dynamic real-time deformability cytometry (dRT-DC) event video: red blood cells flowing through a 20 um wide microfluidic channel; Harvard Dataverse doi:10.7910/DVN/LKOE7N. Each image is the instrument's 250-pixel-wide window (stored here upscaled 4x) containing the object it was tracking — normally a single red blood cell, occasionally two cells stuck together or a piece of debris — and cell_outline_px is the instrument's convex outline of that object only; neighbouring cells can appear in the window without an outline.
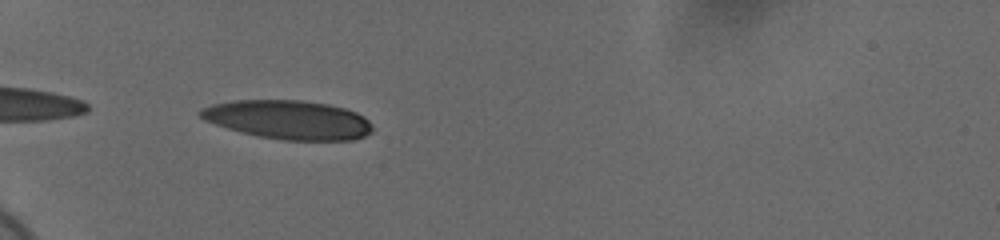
{"species": "human", "species_latin": "Homo sapiens", "temperature_condition": "cold", "stored_images_in_passage": 26, "camera_frame_rate_fps": 3000, "um_per_image_px": 0.085, "donor": {"sex": "female"}, "frame": {"image": 1, "passage_image": 2, "time_ms": 0.333, "image_size_px": [1000, 240], "cell_outline_px": [[372, 132], [364, 136], [352, 140], [280, 140], [240, 132], [204, 120], [196, 112], [200, 108], [212, 104], [236, 100], [300, 100], [328, 104], [344, 108], [356, 112], [364, 116], [372, 124]], "centroid_in_image_um": [24.5, 10.17], "position_along_channel_um": 60.5, "area_um2": 39.07}}
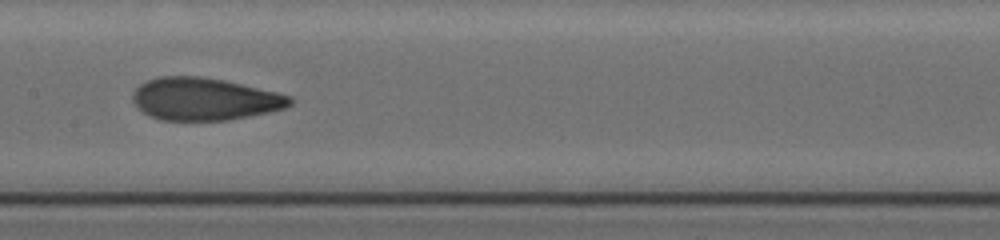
{"frame": {"image": 2, "passage_image": 14, "time_ms": 4.333, "image_size_px": [1000, 240], "cell_outline_px": [[292, 104], [284, 108], [268, 112], [228, 120], [160, 120], [148, 116], [132, 100], [132, 96], [136, 88], [140, 84], [148, 80], [160, 76], [200, 76], [224, 80], [276, 92], [292, 96]], "centroid_in_image_um": [17.37, 8.41], "position_along_channel_um": 190.0, "area_um2": 38.73}}
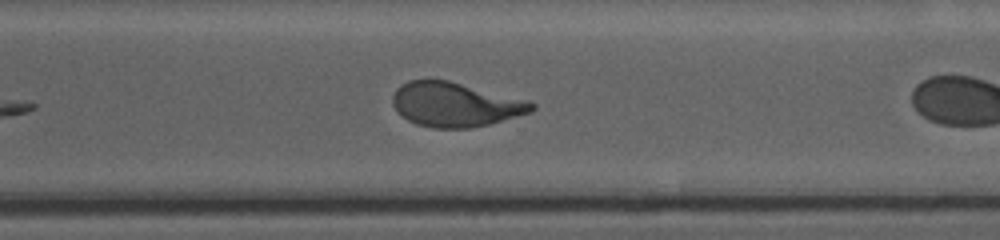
{"frame": {"image": 3, "passage_image": 22, "time_ms": 7.0, "image_size_px": [1000, 240], "cell_outline_px": [[536, 108], [532, 112], [488, 124], [468, 128], [432, 128], [416, 124], [408, 120], [392, 104], [392, 96], [396, 88], [400, 84], [408, 80], [448, 80], [528, 100], [536, 104]], "centroid_in_image_um": [38.7, 8.88], "position_along_channel_um": 331.9, "area_um2": 35.84}}